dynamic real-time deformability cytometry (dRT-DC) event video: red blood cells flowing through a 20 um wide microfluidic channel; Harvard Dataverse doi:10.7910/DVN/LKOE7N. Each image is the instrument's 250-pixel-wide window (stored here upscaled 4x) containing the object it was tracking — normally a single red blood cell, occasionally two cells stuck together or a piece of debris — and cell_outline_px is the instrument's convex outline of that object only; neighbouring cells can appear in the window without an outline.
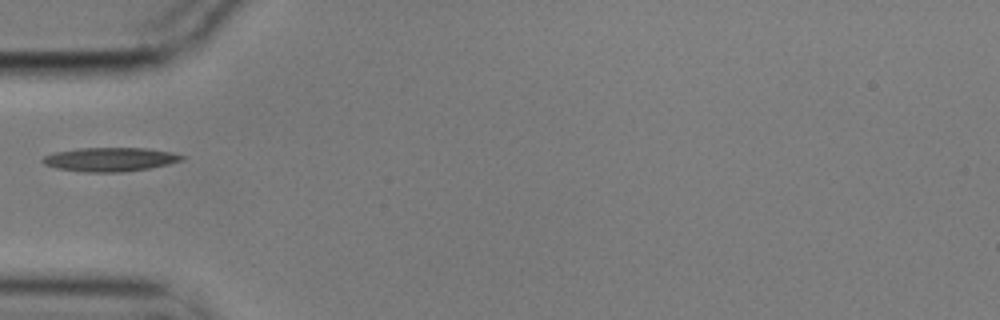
{"species": "common noctule bat (a hibernating species)", "species_latin": "Nyctalus noctula", "temperature_condition": "cold", "stored_images_in_passage": 4, "camera_frame_rate_fps": 3000, "um_per_image_px": 0.085, "animal": {"sex": "male", "body_mass_g": 17.9}, "frame": {"image": 1, "passage_image": 1, "time_ms": 0.0, "image_size_px": [1000, 320], "cell_outline_px": [[188, 156], [184, 160], [168, 164], [148, 168], [120, 172], [84, 172], [56, 168], [44, 164], [40, 160], [44, 156], [56, 152], [80, 148], [148, 148], [172, 152]], "centroid_in_image_um": [9.39, 13.54], "position_along_channel_um": 75.6, "area_um2": 19.42}}
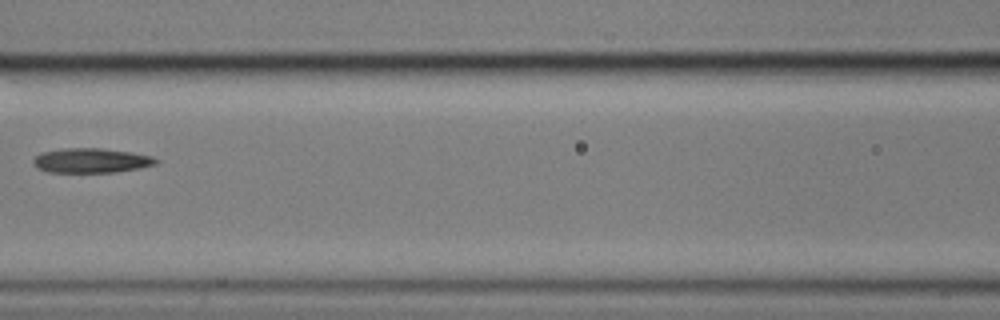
{"frame": {"image": 2, "passage_image": 3, "time_ms": 0.667, "image_size_px": [1000, 320], "cell_outline_px": [[160, 160], [156, 164], [140, 168], [116, 172], [48, 172], [36, 168], [32, 164], [32, 160], [40, 152], [60, 148], [100, 148], [132, 152], [152, 156]], "centroid_in_image_um": [7.72, 13.64], "position_along_channel_um": 158.9, "area_um2": 17.86}}
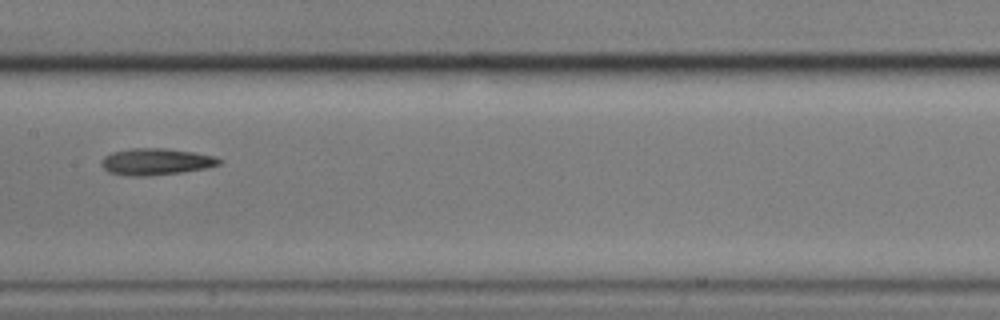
{"frame": {"image": 3, "passage_image": 4, "time_ms": 1.0, "image_size_px": [1000, 320], "cell_outline_px": [[224, 160], [220, 164], [204, 168], [184, 172], [148, 176], [128, 176], [108, 172], [100, 164], [100, 160], [104, 156], [112, 152], [132, 148], [164, 148], [192, 152], [216, 156]], "centroid_in_image_um": [13.24, 13.74], "position_along_channel_um": 194.2, "area_um2": 18.44}}